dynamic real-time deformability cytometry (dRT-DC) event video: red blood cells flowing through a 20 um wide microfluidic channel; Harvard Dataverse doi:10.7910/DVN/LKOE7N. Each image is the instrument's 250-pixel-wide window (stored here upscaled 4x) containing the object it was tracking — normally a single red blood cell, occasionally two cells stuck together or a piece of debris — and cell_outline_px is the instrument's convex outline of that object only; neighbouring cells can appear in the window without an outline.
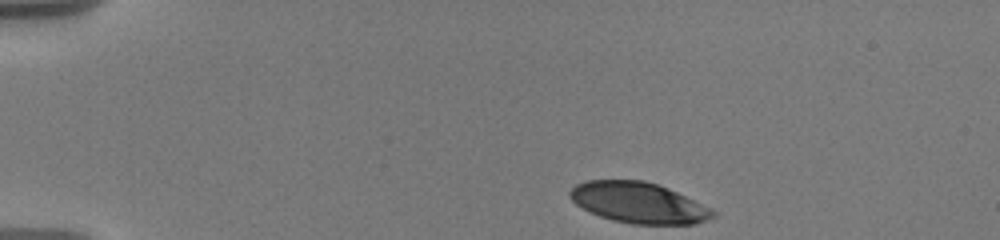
{"species": "human", "species_latin": "Homo sapiens", "temperature_condition": "warm", "stored_images_in_passage": 20, "camera_frame_rate_fps": 3000, "um_per_image_px": 0.085, "donor": {"sex": "male"}, "frame": {"image": 1, "passage_image": 1, "time_ms": 0.0, "image_size_px": [1000, 240], "cell_outline_px": [[716, 216], [692, 224], [632, 224], [612, 220], [600, 216], [576, 204], [568, 196], [568, 192], [576, 184], [588, 180], [644, 180], [668, 188], [712, 208], [716, 212]], "centroid_in_image_um": [54.28, 17.23], "position_along_channel_um": 30.7, "area_um2": 33.81}}
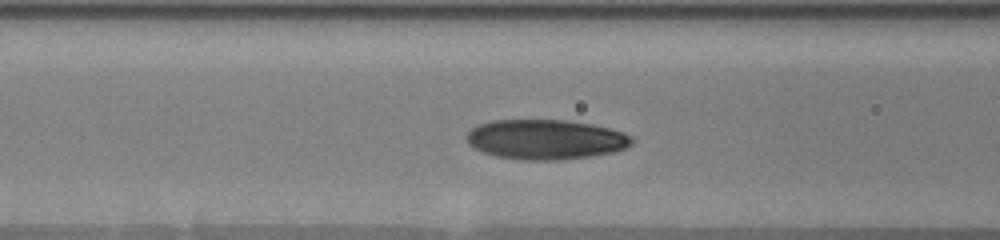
{"frame": {"image": 2, "passage_image": 12, "time_ms": 4.667, "image_size_px": [1000, 240], "cell_outline_px": [[632, 144], [624, 148], [612, 152], [588, 156], [556, 160], [524, 160], [496, 156], [472, 148], [468, 144], [468, 132], [472, 128], [480, 124], [492, 120], [568, 120], [592, 124], [608, 128], [632, 136]], "centroid_in_image_um": [46.35, 11.85], "position_along_channel_um": 120.2, "area_um2": 38.09}}
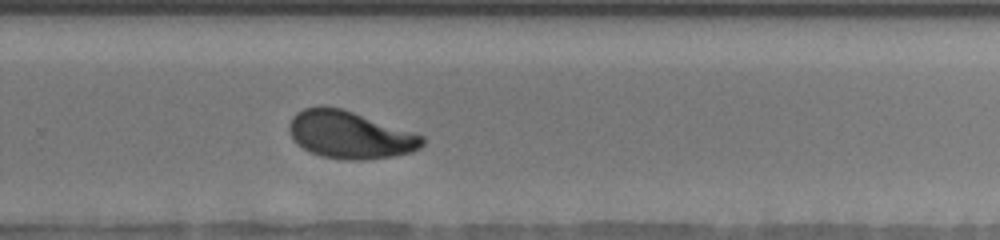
{"frame": {"image": 3, "passage_image": 20, "time_ms": 9.667, "image_size_px": [1000, 240], "cell_outline_px": [[424, 144], [420, 148], [412, 152], [392, 156], [364, 160], [344, 160], [320, 156], [296, 144], [288, 128], [288, 124], [292, 116], [296, 112], [304, 108], [340, 108], [424, 136]], "centroid_in_image_um": [29.73, 11.49], "position_along_channel_um": 300.1, "area_um2": 36.24}}